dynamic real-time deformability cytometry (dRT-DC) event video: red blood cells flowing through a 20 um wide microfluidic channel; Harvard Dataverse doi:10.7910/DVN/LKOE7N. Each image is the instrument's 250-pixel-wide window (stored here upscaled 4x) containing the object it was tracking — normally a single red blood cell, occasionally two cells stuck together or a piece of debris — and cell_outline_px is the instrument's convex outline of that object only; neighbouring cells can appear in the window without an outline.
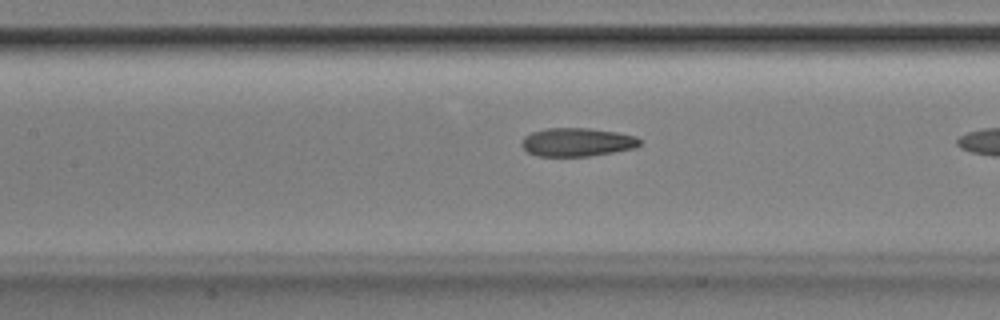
{"species": "Egyptian fruit bat (a non-hibernating species)", "species_latin": "Rousettus aegyptiacus", "temperature_condition": "room temperature", "stored_images_in_passage": 12, "camera_frame_rate_fps": 3000, "um_per_image_px": 0.085, "animal": {"sex": "male"}, "frame": {"image": 1, "passage_image": 10, "time_ms": 3.0, "image_size_px": [1000, 320], "cell_outline_px": [[640, 144], [636, 148], [588, 156], [536, 156], [528, 152], [520, 144], [520, 140], [524, 136], [532, 132], [548, 128], [588, 128], [616, 132], [636, 136], [640, 140]], "centroid_in_image_um": [49.02, 12.08], "position_along_channel_um": 158.4, "area_um2": 19.59}}